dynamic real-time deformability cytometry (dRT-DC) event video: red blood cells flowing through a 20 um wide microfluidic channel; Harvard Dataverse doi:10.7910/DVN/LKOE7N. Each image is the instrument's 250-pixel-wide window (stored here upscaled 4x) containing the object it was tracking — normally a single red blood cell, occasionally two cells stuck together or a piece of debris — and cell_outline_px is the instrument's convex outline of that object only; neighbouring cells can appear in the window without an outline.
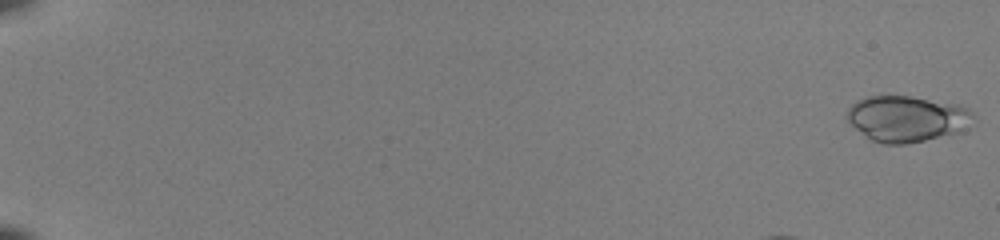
{"species": "common noctule bat (a hibernating species)", "species_latin": "Nyctalus noctula", "temperature_condition": "room temperature", "stored_images_in_passage": 50, "camera_frame_rate_fps": 3000, "um_per_image_px": 0.085, "animal": {"sex": "female", "body_mass_g": 22.0, "forearm_length_mm": 56.7}, "frame": {"image": 1, "passage_image": 1, "time_ms": 0.0, "image_size_px": [1000, 240], "cell_outline_px": [[968, 112], [956, 132], [908, 144], [884, 144], [872, 140], [856, 128], [848, 120], [848, 108], [856, 100], [868, 96], [908, 96], [968, 108]], "centroid_in_image_um": [76.87, 10.09], "position_along_channel_um": 8.1, "area_um2": 31.91}}
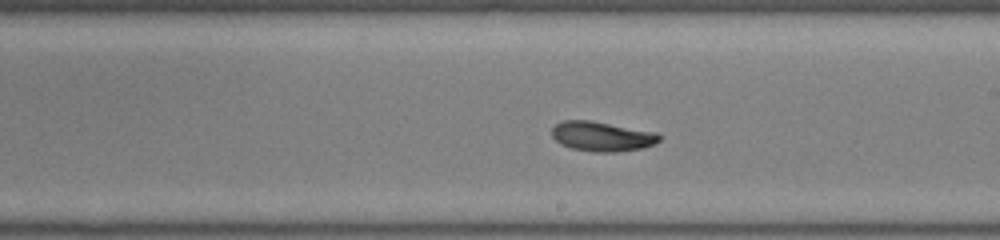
{"frame": {"image": 2, "passage_image": 30, "time_ms": 9.667, "image_size_px": [1000, 240], "cell_outline_px": [[660, 140], [656, 144], [644, 148], [616, 152], [592, 152], [572, 148], [560, 144], [552, 136], [552, 128], [556, 124], [564, 120], [588, 120], [656, 132], [660, 136]], "centroid_in_image_um": [51.18, 11.6], "position_along_channel_um": 237.8, "area_um2": 18.61}}
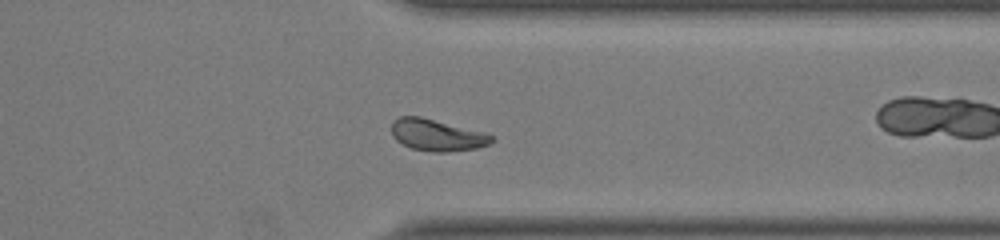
{"frame": {"image": 3, "passage_image": 40, "time_ms": 13.0, "image_size_px": [1000, 240], "cell_outline_px": [[496, 140], [488, 144], [476, 148], [448, 152], [432, 152], [412, 148], [396, 140], [392, 136], [392, 120], [400, 116], [420, 116], [488, 132], [496, 136]], "centroid_in_image_um": [37.2, 11.47], "position_along_channel_um": 374.2, "area_um2": 18.84}, "authors_computed_cell_mechanics": {"area_um2": 18.6983, "velocity_mm_per_s": 4.0636, "shape_relaxation_time_tau1_ms": 2.5861, "shape_relaxation_time_tau2_ms": 5.6657, "deformation_change_tau1": 0.1175, "deformation_change_tau2": 0.1058}}